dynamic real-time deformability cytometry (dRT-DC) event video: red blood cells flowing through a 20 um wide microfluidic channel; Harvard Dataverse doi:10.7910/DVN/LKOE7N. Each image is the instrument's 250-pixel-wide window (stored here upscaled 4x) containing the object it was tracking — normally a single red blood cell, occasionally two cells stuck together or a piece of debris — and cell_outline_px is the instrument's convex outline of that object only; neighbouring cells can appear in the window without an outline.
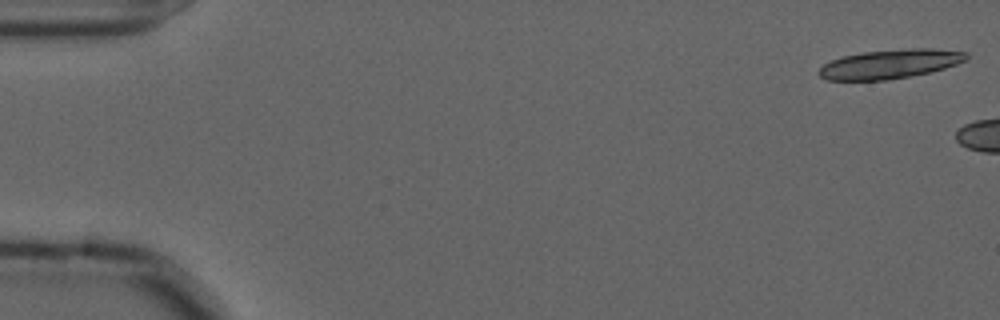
{"species": "common noctule bat (a hibernating species)", "species_latin": "Nyctalus noctula", "temperature_condition": "cold", "stored_images_in_passage": 7, "camera_frame_rate_fps": 3000, "um_per_image_px": 0.085, "animal": {"sex": "male", "forearm_length_mm": 52.5}, "frame": {"image": 1, "passage_image": 1, "time_ms": 0.0, "image_size_px": [1000, 320], "cell_outline_px": [[968, 60], [944, 68], [928, 72], [888, 80], [828, 80], [820, 76], [820, 68], [824, 64], [832, 60], [844, 56], [864, 52], [912, 48], [928, 48], [968, 52]], "centroid_in_image_um": [75.68, 5.44], "position_along_channel_um": 9.3, "area_um2": 24.68}}